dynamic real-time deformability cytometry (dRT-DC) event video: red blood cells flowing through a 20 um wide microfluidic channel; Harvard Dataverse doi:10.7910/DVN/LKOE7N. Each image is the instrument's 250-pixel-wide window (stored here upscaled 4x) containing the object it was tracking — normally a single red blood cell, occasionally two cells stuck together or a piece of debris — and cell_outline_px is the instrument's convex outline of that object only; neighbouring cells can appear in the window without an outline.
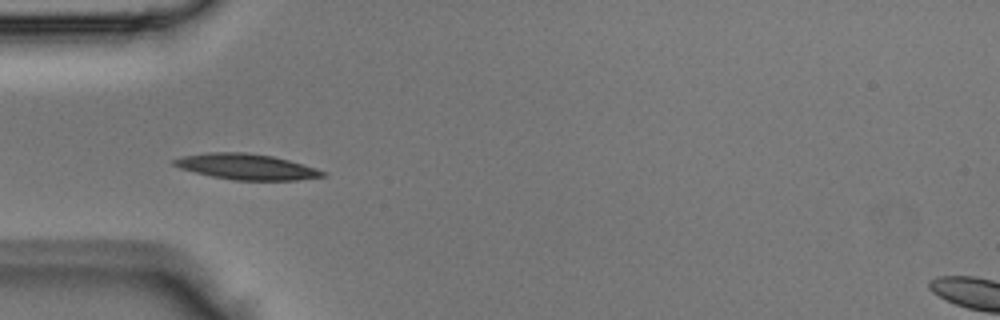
{"species": "Egyptian fruit bat (a non-hibernating species)", "species_latin": "Rousettus aegyptiacus", "temperature_condition": "room temperature", "stored_images_in_passage": 14, "camera_frame_rate_fps": 3000, "um_per_image_px": 0.085, "animal": {"sex": "male"}, "frame": {"image": 1, "passage_image": 3, "time_ms": 0.667, "image_size_px": [1000, 320], "cell_outline_px": [[328, 176], [296, 180], [236, 180], [212, 176], [180, 168], [172, 164], [172, 160], [184, 156], [204, 152], [244, 152], [272, 156], [288, 160], [316, 168], [328, 172]], "centroid_in_image_um": [20.98, 14.17], "position_along_channel_um": 64.0, "area_um2": 22.2}}
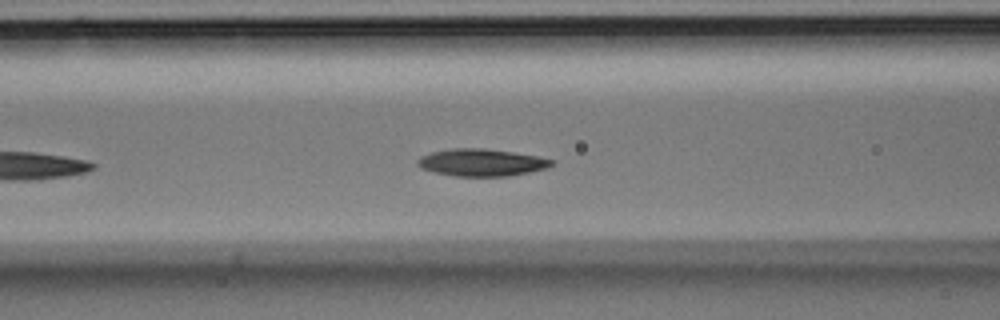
{"frame": {"image": 2, "passage_image": 7, "time_ms": 2.0, "image_size_px": [1000, 320], "cell_outline_px": [[556, 164], [548, 168], [508, 176], [456, 176], [436, 172], [420, 168], [416, 164], [416, 160], [420, 156], [432, 152], [452, 148], [484, 148], [512, 152], [536, 156], [556, 160]], "centroid_in_image_um": [40.94, 13.81], "position_along_channel_um": 125.7, "area_um2": 21.33}}
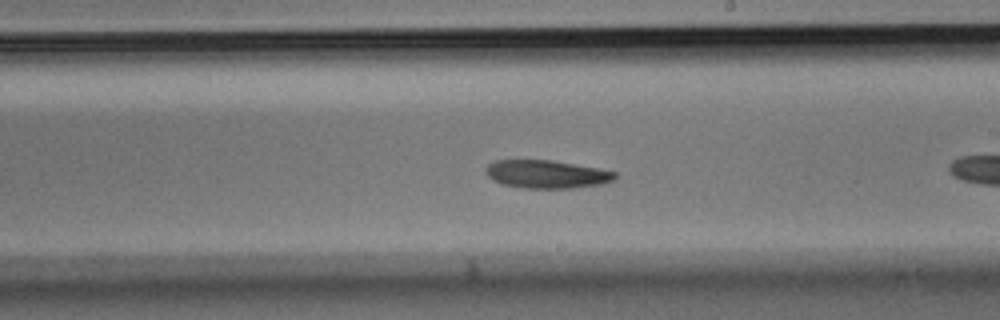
{"frame": {"image": 3, "passage_image": 12, "time_ms": 3.667, "image_size_px": [1000, 320], "cell_outline_px": [[616, 176], [612, 180], [600, 184], [572, 188], [524, 188], [500, 184], [492, 180], [484, 172], [488, 164], [496, 160], [552, 160], [600, 168], [616, 172]], "centroid_in_image_um": [46.43, 14.8], "position_along_channel_um": 242.6, "area_um2": 21.21}}